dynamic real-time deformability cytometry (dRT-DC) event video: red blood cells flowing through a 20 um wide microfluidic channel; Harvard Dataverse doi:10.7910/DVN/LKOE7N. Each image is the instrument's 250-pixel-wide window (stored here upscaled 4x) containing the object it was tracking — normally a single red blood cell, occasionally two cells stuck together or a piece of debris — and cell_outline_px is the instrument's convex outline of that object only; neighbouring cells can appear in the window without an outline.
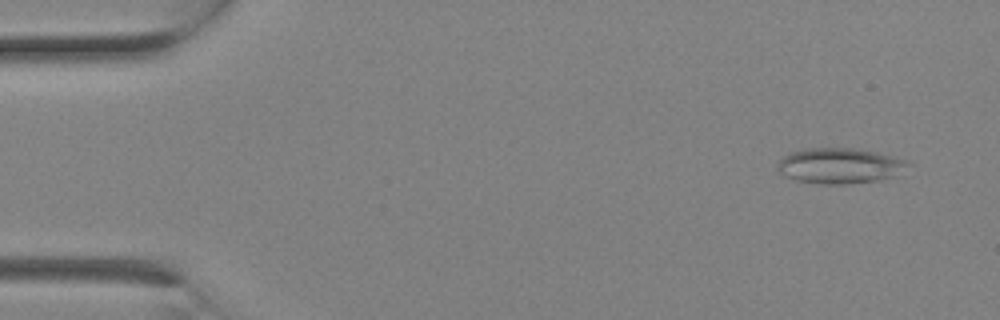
{"species": "Egyptian fruit bat (a non-hibernating species)", "species_latin": "Rousettus aegyptiacus", "temperature_condition": "room temperature", "stored_images_in_passage": 2, "camera_frame_rate_fps": 3000, "um_per_image_px": 0.085, "animal": {"sex": "female"}, "frame": {"image": 1, "passage_image": 1, "time_ms": 0.0, "image_size_px": [1000, 320], "cell_outline_px": [[908, 164], [904, 176], [880, 180], [848, 184], [820, 184], [796, 180], [784, 176], [776, 168], [776, 164], [788, 152], [808, 148], [860, 148], [892, 156], [904, 160]], "centroid_in_image_um": [71.41, 14.1], "position_along_channel_um": 13.6, "area_um2": 27.51}}